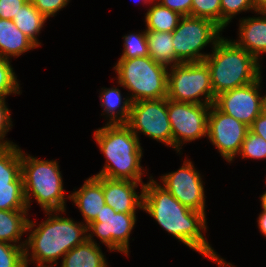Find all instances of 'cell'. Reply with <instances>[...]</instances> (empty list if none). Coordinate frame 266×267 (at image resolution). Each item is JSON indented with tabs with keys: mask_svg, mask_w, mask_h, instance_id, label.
I'll use <instances>...</instances> for the list:
<instances>
[{
	"mask_svg": "<svg viewBox=\"0 0 266 267\" xmlns=\"http://www.w3.org/2000/svg\"><path fill=\"white\" fill-rule=\"evenodd\" d=\"M152 177L150 176V181L143 186L142 210L193 251L208 257L220 267H234L216 254L202 234V230H207L206 215L182 205Z\"/></svg>",
	"mask_w": 266,
	"mask_h": 267,
	"instance_id": "6da1fadb",
	"label": "cell"
},
{
	"mask_svg": "<svg viewBox=\"0 0 266 267\" xmlns=\"http://www.w3.org/2000/svg\"><path fill=\"white\" fill-rule=\"evenodd\" d=\"M57 212L45 211L48 218L35 229L36 224L29 219L27 232L30 234L24 247L27 266L33 261L37 267H55L59 258H63L71 249L88 239L85 223L58 216ZM29 249L32 251L30 254Z\"/></svg>",
	"mask_w": 266,
	"mask_h": 267,
	"instance_id": "7a4b0ae2",
	"label": "cell"
},
{
	"mask_svg": "<svg viewBox=\"0 0 266 267\" xmlns=\"http://www.w3.org/2000/svg\"><path fill=\"white\" fill-rule=\"evenodd\" d=\"M93 135L100 151L106 158L102 170L95 176L143 182L144 170L140 163L143 148L139 138L126 124L106 123Z\"/></svg>",
	"mask_w": 266,
	"mask_h": 267,
	"instance_id": "3957f363",
	"label": "cell"
},
{
	"mask_svg": "<svg viewBox=\"0 0 266 267\" xmlns=\"http://www.w3.org/2000/svg\"><path fill=\"white\" fill-rule=\"evenodd\" d=\"M212 49L204 62L210 70L215 98L223 92L248 85L262 76L259 60L234 41L221 36Z\"/></svg>",
	"mask_w": 266,
	"mask_h": 267,
	"instance_id": "277c9868",
	"label": "cell"
},
{
	"mask_svg": "<svg viewBox=\"0 0 266 267\" xmlns=\"http://www.w3.org/2000/svg\"><path fill=\"white\" fill-rule=\"evenodd\" d=\"M21 174L28 210L34 197L44 212H66L65 190L57 161L41 160L21 150Z\"/></svg>",
	"mask_w": 266,
	"mask_h": 267,
	"instance_id": "5b68a950",
	"label": "cell"
},
{
	"mask_svg": "<svg viewBox=\"0 0 266 267\" xmlns=\"http://www.w3.org/2000/svg\"><path fill=\"white\" fill-rule=\"evenodd\" d=\"M118 85L130 91L132 102L167 98L168 68L150 56L119 59L113 68Z\"/></svg>",
	"mask_w": 266,
	"mask_h": 267,
	"instance_id": "8992f818",
	"label": "cell"
},
{
	"mask_svg": "<svg viewBox=\"0 0 266 267\" xmlns=\"http://www.w3.org/2000/svg\"><path fill=\"white\" fill-rule=\"evenodd\" d=\"M170 68L167 83L168 99L201 105L214 104L210 70L204 61L176 64ZM202 96L204 100H201Z\"/></svg>",
	"mask_w": 266,
	"mask_h": 267,
	"instance_id": "52a82bcc",
	"label": "cell"
},
{
	"mask_svg": "<svg viewBox=\"0 0 266 267\" xmlns=\"http://www.w3.org/2000/svg\"><path fill=\"white\" fill-rule=\"evenodd\" d=\"M223 30L206 18L182 16L172 32L173 48L182 63L202 62L208 56L201 50L208 44L215 45Z\"/></svg>",
	"mask_w": 266,
	"mask_h": 267,
	"instance_id": "ba28073f",
	"label": "cell"
},
{
	"mask_svg": "<svg viewBox=\"0 0 266 267\" xmlns=\"http://www.w3.org/2000/svg\"><path fill=\"white\" fill-rule=\"evenodd\" d=\"M126 125L139 138L143 133L153 140L173 147V133L167 112V98L132 102Z\"/></svg>",
	"mask_w": 266,
	"mask_h": 267,
	"instance_id": "9c48e42d",
	"label": "cell"
},
{
	"mask_svg": "<svg viewBox=\"0 0 266 267\" xmlns=\"http://www.w3.org/2000/svg\"><path fill=\"white\" fill-rule=\"evenodd\" d=\"M211 105L177 102L167 98V112L173 133V149L180 154L182 145L207 137Z\"/></svg>",
	"mask_w": 266,
	"mask_h": 267,
	"instance_id": "30bf717a",
	"label": "cell"
},
{
	"mask_svg": "<svg viewBox=\"0 0 266 267\" xmlns=\"http://www.w3.org/2000/svg\"><path fill=\"white\" fill-rule=\"evenodd\" d=\"M136 221V213L116 212L105 205L95 220L87 225V232L91 233L87 234L88 240L96 243L93 236H97L111 252L114 250L128 256L129 238Z\"/></svg>",
	"mask_w": 266,
	"mask_h": 267,
	"instance_id": "8fae6325",
	"label": "cell"
},
{
	"mask_svg": "<svg viewBox=\"0 0 266 267\" xmlns=\"http://www.w3.org/2000/svg\"><path fill=\"white\" fill-rule=\"evenodd\" d=\"M261 78L243 87L219 94L215 98L214 105L221 112L250 127L266 106V94L261 96L259 92Z\"/></svg>",
	"mask_w": 266,
	"mask_h": 267,
	"instance_id": "7c38bea8",
	"label": "cell"
},
{
	"mask_svg": "<svg viewBox=\"0 0 266 267\" xmlns=\"http://www.w3.org/2000/svg\"><path fill=\"white\" fill-rule=\"evenodd\" d=\"M248 130L247 125L211 105L207 137L227 162L230 163L239 154Z\"/></svg>",
	"mask_w": 266,
	"mask_h": 267,
	"instance_id": "4fadbf2b",
	"label": "cell"
},
{
	"mask_svg": "<svg viewBox=\"0 0 266 267\" xmlns=\"http://www.w3.org/2000/svg\"><path fill=\"white\" fill-rule=\"evenodd\" d=\"M160 179L162 186L182 205L206 215L203 180L190 160H184L178 170L169 172Z\"/></svg>",
	"mask_w": 266,
	"mask_h": 267,
	"instance_id": "5bb4252c",
	"label": "cell"
},
{
	"mask_svg": "<svg viewBox=\"0 0 266 267\" xmlns=\"http://www.w3.org/2000/svg\"><path fill=\"white\" fill-rule=\"evenodd\" d=\"M141 185L138 194L136 188ZM143 182L130 180L110 179L103 176V194L107 206L116 212L137 213L136 209L143 207Z\"/></svg>",
	"mask_w": 266,
	"mask_h": 267,
	"instance_id": "9a60e30c",
	"label": "cell"
},
{
	"mask_svg": "<svg viewBox=\"0 0 266 267\" xmlns=\"http://www.w3.org/2000/svg\"><path fill=\"white\" fill-rule=\"evenodd\" d=\"M68 199L79 208L85 225H89L106 205L103 194V176L89 177L78 191L68 196Z\"/></svg>",
	"mask_w": 266,
	"mask_h": 267,
	"instance_id": "2e32d148",
	"label": "cell"
},
{
	"mask_svg": "<svg viewBox=\"0 0 266 267\" xmlns=\"http://www.w3.org/2000/svg\"><path fill=\"white\" fill-rule=\"evenodd\" d=\"M258 14L262 16L239 20V39L233 41L260 60L261 54L266 53V12Z\"/></svg>",
	"mask_w": 266,
	"mask_h": 267,
	"instance_id": "e0dca14e",
	"label": "cell"
},
{
	"mask_svg": "<svg viewBox=\"0 0 266 267\" xmlns=\"http://www.w3.org/2000/svg\"><path fill=\"white\" fill-rule=\"evenodd\" d=\"M38 47L28 36L22 33L13 20L0 18V56L6 59L19 57Z\"/></svg>",
	"mask_w": 266,
	"mask_h": 267,
	"instance_id": "ac0fdd59",
	"label": "cell"
},
{
	"mask_svg": "<svg viewBox=\"0 0 266 267\" xmlns=\"http://www.w3.org/2000/svg\"><path fill=\"white\" fill-rule=\"evenodd\" d=\"M104 257L99 244L87 239L64 255L61 267H108Z\"/></svg>",
	"mask_w": 266,
	"mask_h": 267,
	"instance_id": "d6986e66",
	"label": "cell"
},
{
	"mask_svg": "<svg viewBox=\"0 0 266 267\" xmlns=\"http://www.w3.org/2000/svg\"><path fill=\"white\" fill-rule=\"evenodd\" d=\"M100 95L103 112L109 117L108 124H126L131 110L130 97L122 98L121 91L116 87L102 88Z\"/></svg>",
	"mask_w": 266,
	"mask_h": 267,
	"instance_id": "ffe728a7",
	"label": "cell"
},
{
	"mask_svg": "<svg viewBox=\"0 0 266 267\" xmlns=\"http://www.w3.org/2000/svg\"><path fill=\"white\" fill-rule=\"evenodd\" d=\"M147 45L149 56L157 63L169 68L181 64L176 57L173 48L172 32H157L146 30Z\"/></svg>",
	"mask_w": 266,
	"mask_h": 267,
	"instance_id": "44dd1931",
	"label": "cell"
},
{
	"mask_svg": "<svg viewBox=\"0 0 266 267\" xmlns=\"http://www.w3.org/2000/svg\"><path fill=\"white\" fill-rule=\"evenodd\" d=\"M27 215L28 210H0V241L17 245L27 232Z\"/></svg>",
	"mask_w": 266,
	"mask_h": 267,
	"instance_id": "7402d4cb",
	"label": "cell"
},
{
	"mask_svg": "<svg viewBox=\"0 0 266 267\" xmlns=\"http://www.w3.org/2000/svg\"><path fill=\"white\" fill-rule=\"evenodd\" d=\"M46 20L29 0L20 8L17 15L14 16L13 23L39 47L41 43L37 35L40 33Z\"/></svg>",
	"mask_w": 266,
	"mask_h": 267,
	"instance_id": "603a6c76",
	"label": "cell"
},
{
	"mask_svg": "<svg viewBox=\"0 0 266 267\" xmlns=\"http://www.w3.org/2000/svg\"><path fill=\"white\" fill-rule=\"evenodd\" d=\"M181 15L159 2L153 1V5L145 14L146 30L157 32H173L181 19Z\"/></svg>",
	"mask_w": 266,
	"mask_h": 267,
	"instance_id": "cb8c5ba5",
	"label": "cell"
},
{
	"mask_svg": "<svg viewBox=\"0 0 266 267\" xmlns=\"http://www.w3.org/2000/svg\"><path fill=\"white\" fill-rule=\"evenodd\" d=\"M21 175V149L17 145L0 147V184L14 182Z\"/></svg>",
	"mask_w": 266,
	"mask_h": 267,
	"instance_id": "d4e9b609",
	"label": "cell"
},
{
	"mask_svg": "<svg viewBox=\"0 0 266 267\" xmlns=\"http://www.w3.org/2000/svg\"><path fill=\"white\" fill-rule=\"evenodd\" d=\"M0 210H28L22 174L12 183L0 184Z\"/></svg>",
	"mask_w": 266,
	"mask_h": 267,
	"instance_id": "484cf974",
	"label": "cell"
},
{
	"mask_svg": "<svg viewBox=\"0 0 266 267\" xmlns=\"http://www.w3.org/2000/svg\"><path fill=\"white\" fill-rule=\"evenodd\" d=\"M124 50L120 59H132L149 56L146 30L141 33H130L123 36Z\"/></svg>",
	"mask_w": 266,
	"mask_h": 267,
	"instance_id": "4316f807",
	"label": "cell"
},
{
	"mask_svg": "<svg viewBox=\"0 0 266 267\" xmlns=\"http://www.w3.org/2000/svg\"><path fill=\"white\" fill-rule=\"evenodd\" d=\"M26 241L13 245L0 241V267H25Z\"/></svg>",
	"mask_w": 266,
	"mask_h": 267,
	"instance_id": "83f0119b",
	"label": "cell"
},
{
	"mask_svg": "<svg viewBox=\"0 0 266 267\" xmlns=\"http://www.w3.org/2000/svg\"><path fill=\"white\" fill-rule=\"evenodd\" d=\"M10 62L9 59L0 56V97L4 99L12 93H21L20 84Z\"/></svg>",
	"mask_w": 266,
	"mask_h": 267,
	"instance_id": "f1b7e54d",
	"label": "cell"
},
{
	"mask_svg": "<svg viewBox=\"0 0 266 267\" xmlns=\"http://www.w3.org/2000/svg\"><path fill=\"white\" fill-rule=\"evenodd\" d=\"M190 16L206 18L221 28L220 0H192Z\"/></svg>",
	"mask_w": 266,
	"mask_h": 267,
	"instance_id": "f546056e",
	"label": "cell"
},
{
	"mask_svg": "<svg viewBox=\"0 0 266 267\" xmlns=\"http://www.w3.org/2000/svg\"><path fill=\"white\" fill-rule=\"evenodd\" d=\"M238 155L243 159H266V141L248 130Z\"/></svg>",
	"mask_w": 266,
	"mask_h": 267,
	"instance_id": "4dcf8cb0",
	"label": "cell"
},
{
	"mask_svg": "<svg viewBox=\"0 0 266 267\" xmlns=\"http://www.w3.org/2000/svg\"><path fill=\"white\" fill-rule=\"evenodd\" d=\"M221 2V29H225L232 18L248 10H254L252 0H220Z\"/></svg>",
	"mask_w": 266,
	"mask_h": 267,
	"instance_id": "1f68e13d",
	"label": "cell"
},
{
	"mask_svg": "<svg viewBox=\"0 0 266 267\" xmlns=\"http://www.w3.org/2000/svg\"><path fill=\"white\" fill-rule=\"evenodd\" d=\"M6 100L0 97V147H10L15 145V143L4 140L7 132L12 128L11 114L7 105Z\"/></svg>",
	"mask_w": 266,
	"mask_h": 267,
	"instance_id": "d6a6232c",
	"label": "cell"
},
{
	"mask_svg": "<svg viewBox=\"0 0 266 267\" xmlns=\"http://www.w3.org/2000/svg\"><path fill=\"white\" fill-rule=\"evenodd\" d=\"M35 8L46 18L54 17L59 10L66 7L70 0H30Z\"/></svg>",
	"mask_w": 266,
	"mask_h": 267,
	"instance_id": "836d02e7",
	"label": "cell"
},
{
	"mask_svg": "<svg viewBox=\"0 0 266 267\" xmlns=\"http://www.w3.org/2000/svg\"><path fill=\"white\" fill-rule=\"evenodd\" d=\"M29 0H0V18L13 20L20 8Z\"/></svg>",
	"mask_w": 266,
	"mask_h": 267,
	"instance_id": "e575fe53",
	"label": "cell"
},
{
	"mask_svg": "<svg viewBox=\"0 0 266 267\" xmlns=\"http://www.w3.org/2000/svg\"><path fill=\"white\" fill-rule=\"evenodd\" d=\"M170 10L178 12L181 16H190L192 0H155Z\"/></svg>",
	"mask_w": 266,
	"mask_h": 267,
	"instance_id": "d590c367",
	"label": "cell"
},
{
	"mask_svg": "<svg viewBox=\"0 0 266 267\" xmlns=\"http://www.w3.org/2000/svg\"><path fill=\"white\" fill-rule=\"evenodd\" d=\"M249 130L266 141V106L262 113L250 125Z\"/></svg>",
	"mask_w": 266,
	"mask_h": 267,
	"instance_id": "8d00e7d4",
	"label": "cell"
},
{
	"mask_svg": "<svg viewBox=\"0 0 266 267\" xmlns=\"http://www.w3.org/2000/svg\"><path fill=\"white\" fill-rule=\"evenodd\" d=\"M258 228L260 229L261 234L266 237V212L262 211L258 217Z\"/></svg>",
	"mask_w": 266,
	"mask_h": 267,
	"instance_id": "74e56055",
	"label": "cell"
},
{
	"mask_svg": "<svg viewBox=\"0 0 266 267\" xmlns=\"http://www.w3.org/2000/svg\"><path fill=\"white\" fill-rule=\"evenodd\" d=\"M254 12H266V0H252Z\"/></svg>",
	"mask_w": 266,
	"mask_h": 267,
	"instance_id": "f35d334b",
	"label": "cell"
},
{
	"mask_svg": "<svg viewBox=\"0 0 266 267\" xmlns=\"http://www.w3.org/2000/svg\"><path fill=\"white\" fill-rule=\"evenodd\" d=\"M262 211L266 212V192L260 196Z\"/></svg>",
	"mask_w": 266,
	"mask_h": 267,
	"instance_id": "ab89813d",
	"label": "cell"
},
{
	"mask_svg": "<svg viewBox=\"0 0 266 267\" xmlns=\"http://www.w3.org/2000/svg\"><path fill=\"white\" fill-rule=\"evenodd\" d=\"M144 4H152L154 0H142Z\"/></svg>",
	"mask_w": 266,
	"mask_h": 267,
	"instance_id": "60d3db41",
	"label": "cell"
}]
</instances>
